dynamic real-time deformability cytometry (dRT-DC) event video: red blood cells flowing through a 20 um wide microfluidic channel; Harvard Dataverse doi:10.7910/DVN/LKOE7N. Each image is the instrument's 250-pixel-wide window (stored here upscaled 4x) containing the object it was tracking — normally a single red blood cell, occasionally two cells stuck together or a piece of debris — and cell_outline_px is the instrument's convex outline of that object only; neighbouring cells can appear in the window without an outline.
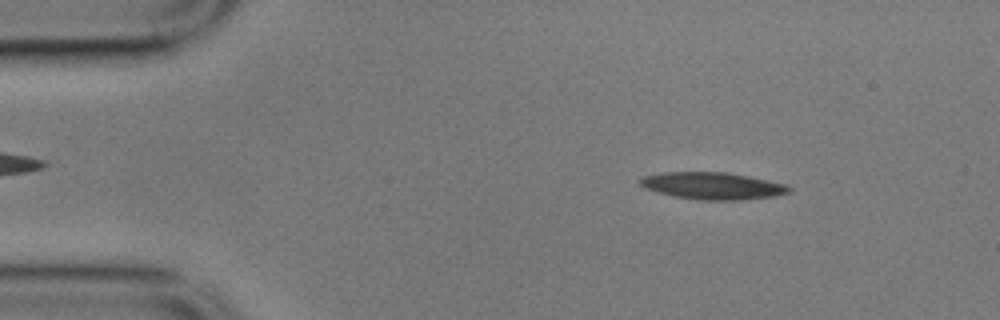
{"species": "common noctule bat (a hibernating species)", "species_latin": "Nyctalus noctula", "temperature_condition": "cold", "stored_images_in_passage": 49, "camera_frame_rate_fps": 3000, "um_per_image_px": 0.085, "animal": {"sex": "male", "body_mass_g": 17.9}, "frame": {"image": 1, "passage_image": 1, "time_ms": 0.0, "image_size_px": [1000, 320], "cell_outline_px": [[792, 192], [776, 196], [740, 200], [696, 200], [656, 192], [644, 188], [640, 184], [640, 180], [644, 176], [664, 172], [728, 172], [748, 176], [784, 184], [792, 188]], "centroid_in_image_um": [60.59, 15.8], "position_along_channel_um": 24.4, "area_um2": 23.47}}
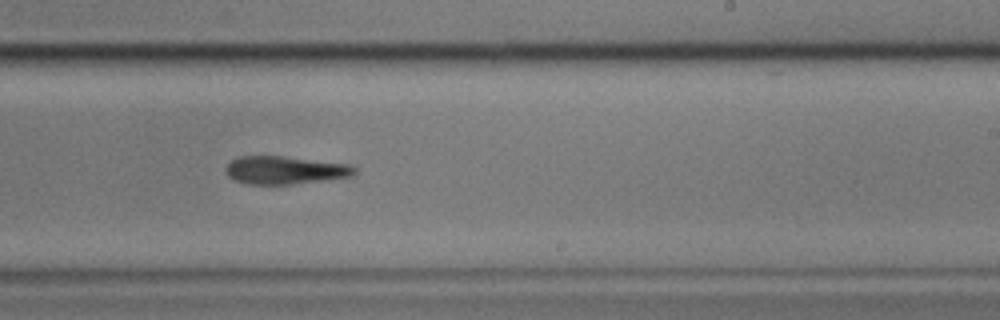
{"frame": {"image": 2, "passage_image": 27, "time_ms": 8.667, "image_size_px": [1000, 320], "cell_outline_px": [[356, 172], [352, 176], [324, 180], [292, 184], [248, 184], [232, 180], [228, 176], [224, 168], [236, 156], [280, 156], [348, 164], [356, 168]], "centroid_in_image_um": [24.17, 14.46], "position_along_channel_um": 264.8, "area_um2": 20.92}}
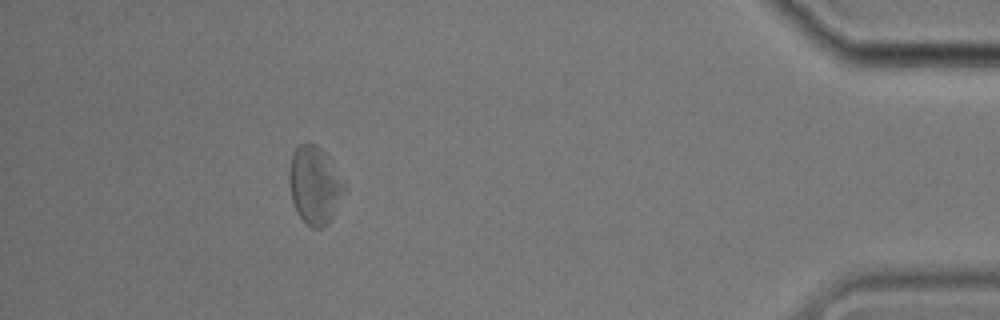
{"frame": {"image": 3, "passage_image": 44, "time_ms": 14.333, "image_size_px": [1000, 320], "cell_outline_px": [[348, 188], [328, 224], [324, 228], [312, 228], [300, 216], [292, 200], [288, 180], [288, 176], [292, 152], [300, 144], [316, 144], [328, 156]], "centroid_in_image_um": [26.76, 15.74], "position_along_channel_um": 408.4, "area_um2": 25.03}, "authors_computed_cell_mechanics": {"area_um2": 23.4668, "velocity_mm_per_s": 3.4996, "shape_relaxation_time_tau1_ms": 6.3851, "shape_relaxation_time_tau2_ms": null, "deformation_change_tau1": 0.1582, "deformation_change_tau2": null}}